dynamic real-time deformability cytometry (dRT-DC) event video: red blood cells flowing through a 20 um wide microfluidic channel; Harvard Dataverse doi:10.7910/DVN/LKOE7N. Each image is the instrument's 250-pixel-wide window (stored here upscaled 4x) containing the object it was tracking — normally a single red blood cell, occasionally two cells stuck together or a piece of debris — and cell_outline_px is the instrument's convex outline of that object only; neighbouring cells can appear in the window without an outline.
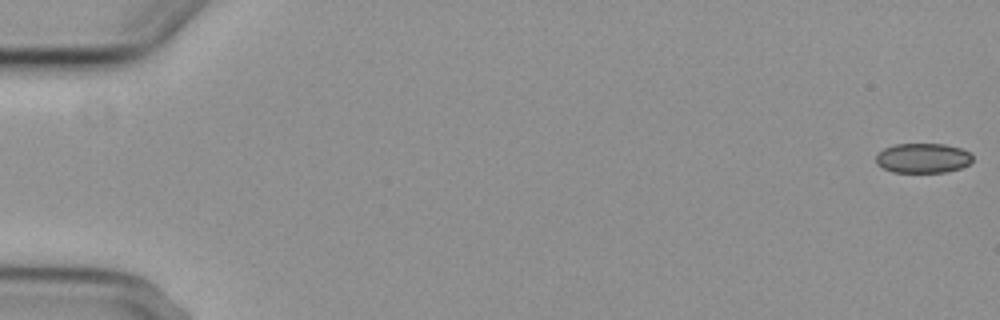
{"species": "common noctule bat (a hibernating species)", "species_latin": "Nyctalus noctula", "temperature_condition": "cold", "stored_images_in_passage": 5, "camera_frame_rate_fps": 3000, "um_per_image_px": 0.085, "animal": {"sex": "female", "body_mass_g": 29.2, "forearm_length_mm": 56.3}, "frame": {"image": 1, "passage_image": 1, "time_ms": 0.0, "image_size_px": [1000, 320], "cell_outline_px": [[972, 160], [968, 164], [960, 168], [944, 172], [892, 172], [876, 164], [876, 156], [884, 148], [896, 144], [944, 144], [960, 148], [968, 152], [972, 156]], "centroid_in_image_um": [78.43, 13.44], "position_along_channel_um": 6.6, "area_um2": 16.59}}
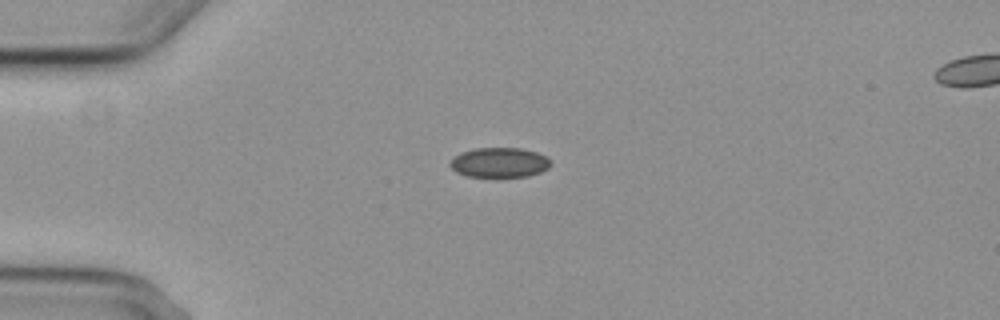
{"frame": {"image": 2, "passage_image": 5, "time_ms": 4.667, "image_size_px": [1000, 320], "cell_outline_px": [[552, 164], [548, 168], [540, 172], [528, 176], [468, 176], [456, 172], [448, 164], [456, 156], [464, 152], [476, 148], [520, 148], [536, 152], [548, 156], [552, 160]], "centroid_in_image_um": [42.51, 13.81], "position_along_channel_um": 42.5, "area_um2": 17.34}}